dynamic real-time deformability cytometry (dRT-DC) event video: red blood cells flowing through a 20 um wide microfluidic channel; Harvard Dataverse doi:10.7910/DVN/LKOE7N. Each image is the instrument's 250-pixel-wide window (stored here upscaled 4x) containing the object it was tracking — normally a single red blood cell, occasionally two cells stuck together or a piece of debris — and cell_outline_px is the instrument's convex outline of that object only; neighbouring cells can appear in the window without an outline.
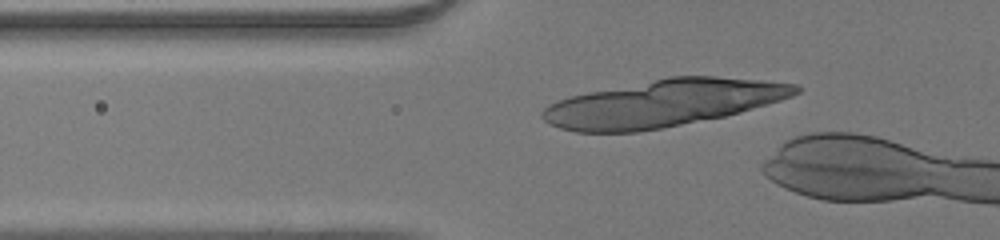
{"species": "human", "species_latin": "Homo sapiens", "temperature_condition": "room temperature", "stored_images_in_passage": 7, "camera_frame_rate_fps": 3000, "um_per_image_px": 0.085, "donor": {"sex": "male"}, "frame": {"image": 1, "passage_image": 4, "time_ms": 1.0, "image_size_px": [1000, 240], "cell_outline_px": [[772, 84], [764, 100], [744, 108], [732, 112], [716, 116], [652, 128], [620, 132], [592, 132], [664, 80], [732, 80]], "centroid_in_image_um": [58.28, 8.79], "position_along_channel_um": 67.5, "area_um2": 38.09}}